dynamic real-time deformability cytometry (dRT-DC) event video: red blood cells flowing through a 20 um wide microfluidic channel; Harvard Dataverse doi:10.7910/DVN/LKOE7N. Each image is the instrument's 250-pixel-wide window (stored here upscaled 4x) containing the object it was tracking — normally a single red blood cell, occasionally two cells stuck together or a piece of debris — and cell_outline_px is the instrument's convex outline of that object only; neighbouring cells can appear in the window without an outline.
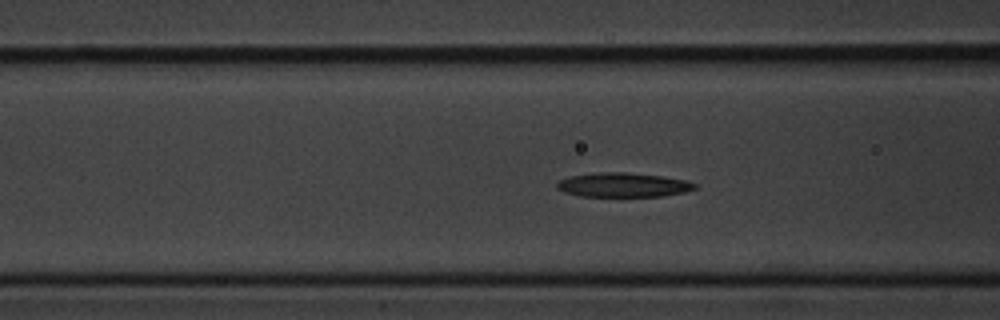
{"species": "common noctule bat (a hibernating species)", "species_latin": "Nyctalus noctula", "temperature_condition": "cold", "stored_images_in_passage": 41, "camera_frame_rate_fps": 3000, "um_per_image_px": 0.085, "animal": {"sex": "male", "body_mass_g": 20.1, "forearm_length_mm": 53.5}, "frame": {"image": 1, "passage_image": 6, "time_ms": 1.667, "image_size_px": [1000, 320], "cell_outline_px": [[696, 188], [684, 192], [664, 196], [580, 196], [564, 192], [556, 188], [556, 184], [560, 180], [572, 176], [600, 172], [624, 172], [664, 176], [684, 180], [696, 184]], "centroid_in_image_um": [52.97, 15.72], "position_along_channel_um": 113.6, "area_um2": 19.36}}
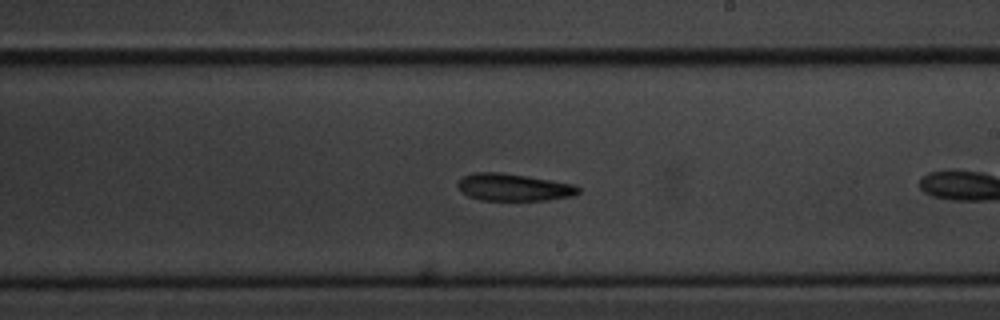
{"frame": {"image": 2, "passage_image": 17, "time_ms": 5.333, "image_size_px": [1000, 320], "cell_outline_px": [[580, 192], [572, 196], [548, 200], [480, 200], [468, 196], [460, 192], [456, 184], [464, 176], [476, 172], [500, 172], [552, 180], [572, 184], [580, 188]], "centroid_in_image_um": [43.63, 15.92], "position_along_channel_um": 245.4, "area_um2": 19.13}}
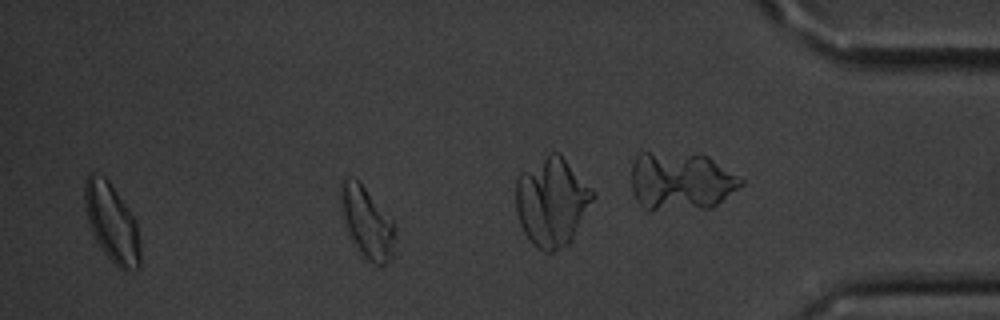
{"frame": {"image": 3, "passage_image": 34, "time_ms": 11.0, "image_size_px": [1000, 320], "cell_outline_px": [[396, 228], [392, 260], [384, 264], [372, 264], [356, 248], [344, 224], [340, 204], [340, 180], [360, 180], [392, 220]], "centroid_in_image_um": [31.19, 18.92], "position_along_channel_um": 404.0, "area_um2": 22.6}, "authors_computed_cell_mechanics": {"area_um2": 20.4034, "velocity_mm_per_s": 3.5843, "shape_relaxation_time_tau1_ms": 2.4104, "shape_relaxation_time_tau2_ms": null, "deformation_change_tau1": 0.1018, "deformation_change_tau2": null}}